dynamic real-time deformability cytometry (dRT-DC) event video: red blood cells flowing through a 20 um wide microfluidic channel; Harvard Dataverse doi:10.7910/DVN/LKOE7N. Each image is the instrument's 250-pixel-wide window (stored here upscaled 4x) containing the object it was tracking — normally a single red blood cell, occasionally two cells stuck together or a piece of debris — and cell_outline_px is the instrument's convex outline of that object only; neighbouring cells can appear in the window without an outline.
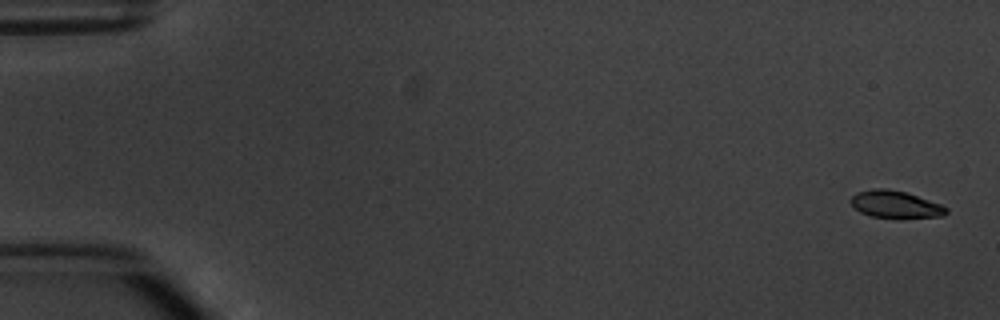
{"species": "common noctule bat (a hibernating species)", "species_latin": "Nyctalus noctula", "temperature_condition": "warm", "stored_images_in_passage": 5, "camera_frame_rate_fps": 3000, "um_per_image_px": 0.085, "animal": {"sex": "male", "body_mass_g": 20.1, "forearm_length_mm": 53.5}, "frame": {"image": 1, "passage_image": 1, "time_ms": 0.0, "image_size_px": [1000, 320], "cell_outline_px": [[948, 212], [944, 216], [896, 220], [872, 216], [860, 212], [848, 200], [856, 192], [872, 188], [888, 188], [904, 192], [940, 204], [948, 208]], "centroid_in_image_um": [76.1, 17.4], "position_along_channel_um": 8.9, "area_um2": 15.61}}